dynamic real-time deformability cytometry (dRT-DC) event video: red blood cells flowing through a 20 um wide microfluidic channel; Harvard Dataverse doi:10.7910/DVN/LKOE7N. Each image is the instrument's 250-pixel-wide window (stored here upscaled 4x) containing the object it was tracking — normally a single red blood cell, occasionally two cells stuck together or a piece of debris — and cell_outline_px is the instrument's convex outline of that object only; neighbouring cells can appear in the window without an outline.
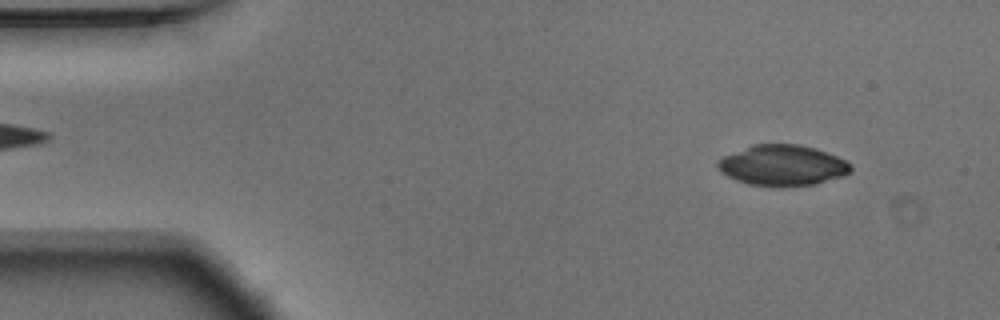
{"species": "Egyptian fruit bat (a non-hibernating species)", "species_latin": "Rousettus aegyptiacus", "temperature_condition": "warm", "stored_images_in_passage": 53, "camera_frame_rate_fps": 3000, "um_per_image_px": 0.085, "animal": {"sex": "male"}, "frame": {"image": 1, "passage_image": 5, "time_ms": 1.333, "image_size_px": [1000, 320], "cell_outline_px": [[852, 172], [844, 176], [816, 184], [748, 184], [736, 180], [720, 172], [716, 164], [724, 156], [752, 144], [800, 144], [816, 148], [836, 156], [844, 160], [852, 168]], "centroid_in_image_um": [66.52, 14.02], "position_along_channel_um": 18.5, "area_um2": 30.87}}
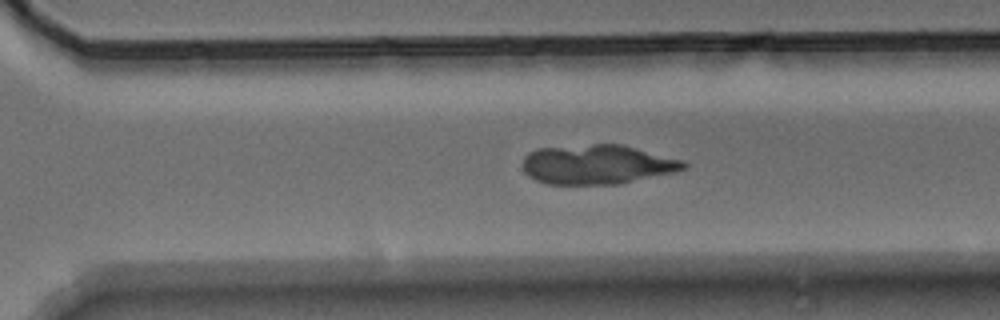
{"frame": {"image": 2, "passage_image": 36, "time_ms": 11.667, "image_size_px": [1000, 320], "cell_outline_px": [[688, 164], [684, 168], [672, 172], [616, 184], [548, 184], [536, 180], [528, 176], [524, 172], [524, 156], [528, 152], [536, 148], [592, 144], [624, 144], [684, 160]], "centroid_in_image_um": [50.74, 13.96], "position_along_channel_um": 319.9, "area_um2": 36.99}}
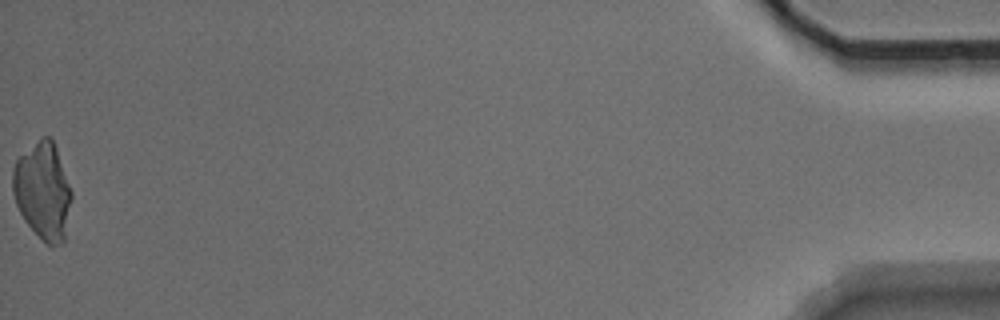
{"frame": {"image": 3, "passage_image": 53, "time_ms": 17.333, "image_size_px": [1000, 320], "cell_outline_px": [[72, 196], [64, 244], [52, 248], [24, 220], [16, 204], [12, 192], [12, 172], [16, 160], [40, 136], [52, 136], [72, 192]], "centroid_in_image_um": [3.65, 16.22], "position_along_channel_um": 431.5, "area_um2": 33.41}}